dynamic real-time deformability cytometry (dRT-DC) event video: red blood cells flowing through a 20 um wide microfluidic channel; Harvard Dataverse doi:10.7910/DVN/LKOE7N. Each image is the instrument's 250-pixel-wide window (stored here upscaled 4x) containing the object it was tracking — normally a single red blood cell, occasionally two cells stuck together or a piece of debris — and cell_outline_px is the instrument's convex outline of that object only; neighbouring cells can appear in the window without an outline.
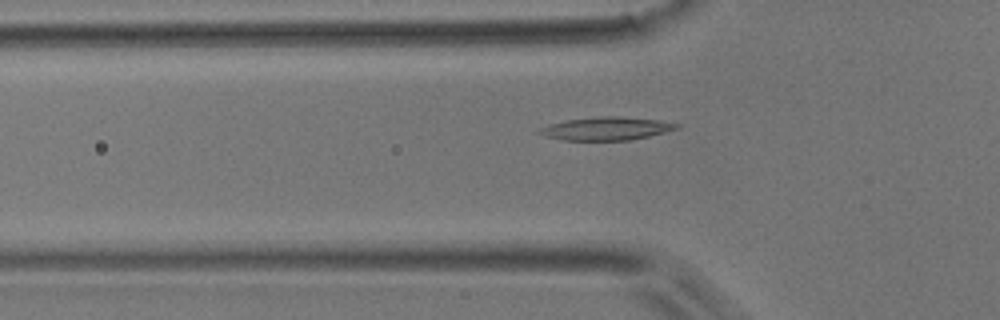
{"species": "common noctule bat (a hibernating species)", "species_latin": "Nyctalus noctula", "temperature_condition": "room temperature", "stored_images_in_passage": 38, "camera_frame_rate_fps": 3000, "um_per_image_px": 0.085, "animal": {"sex": "male", "body_mass_g": 17.9}, "frame": {"image": 1, "passage_image": 8, "time_ms": 2.333, "image_size_px": [1000, 320], "cell_outline_px": [[680, 128], [632, 140], [564, 140], [548, 136], [536, 132], [540, 128], [548, 124], [568, 120], [600, 116], [620, 116], [656, 120], [680, 124]], "centroid_in_image_um": [51.55, 10.93], "position_along_channel_um": 74.3, "area_um2": 18.26}}
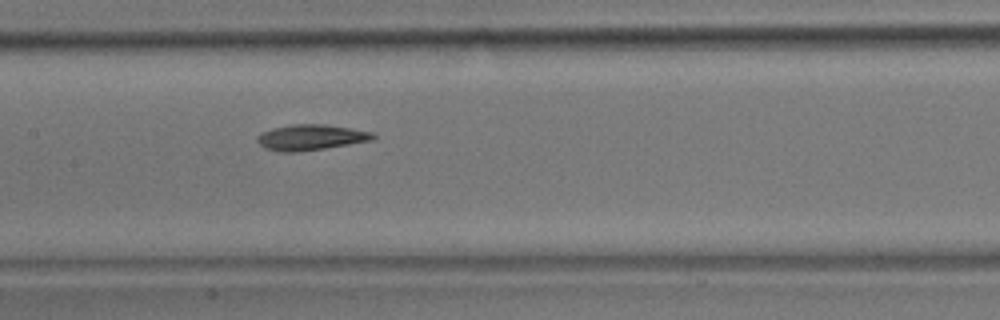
{"frame": {"image": 2, "passage_image": 16, "time_ms": 5.0, "image_size_px": [1000, 320], "cell_outline_px": [[376, 140], [324, 148], [296, 152], [276, 152], [264, 148], [256, 140], [256, 136], [260, 132], [272, 128], [292, 124], [324, 124], [352, 128], [372, 132], [376, 136]], "centroid_in_image_um": [26.4, 11.67], "position_along_channel_um": 181.0, "area_um2": 17.57}}
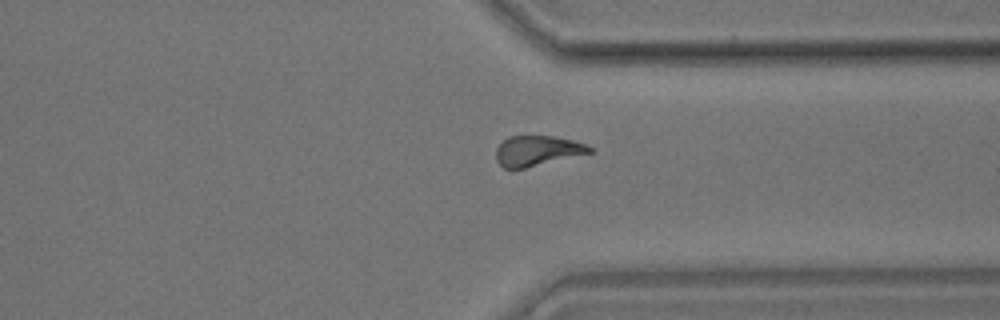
{"frame": {"image": 3, "passage_image": 30, "time_ms": 9.667, "image_size_px": [1000, 320], "cell_outline_px": [[596, 152], [524, 168], [504, 168], [496, 160], [496, 148], [508, 136], [552, 136], [572, 140], [584, 144], [592, 148]], "centroid_in_image_um": [45.69, 12.81], "position_along_channel_um": 365.7, "area_um2": 16.42}}